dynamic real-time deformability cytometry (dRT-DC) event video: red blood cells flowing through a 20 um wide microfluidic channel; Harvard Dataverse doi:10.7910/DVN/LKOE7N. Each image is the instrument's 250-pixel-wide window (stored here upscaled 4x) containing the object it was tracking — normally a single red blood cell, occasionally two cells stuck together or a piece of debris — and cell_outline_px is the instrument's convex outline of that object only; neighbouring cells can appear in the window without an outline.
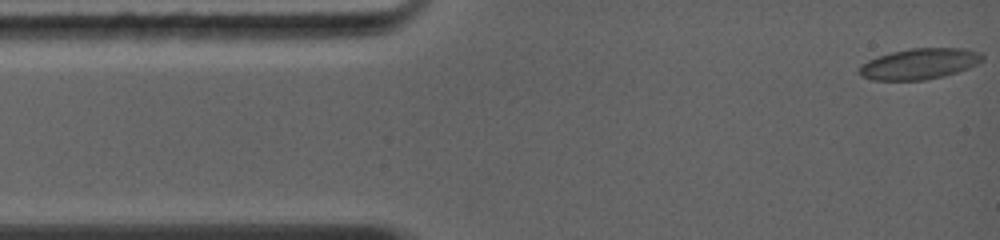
{"species": "common noctule bat (a hibernating species)", "species_latin": "Nyctalus noctula", "temperature_condition": "warm", "stored_images_in_passage": 60, "camera_frame_rate_fps": 5000, "um_per_image_px": 0.085, "animal": {"sex": "female", "body_mass_g": 19.0, "forearm_length_mm": 56.7}, "frame": {"image": 1, "passage_image": 1, "time_ms": 0.0, "image_size_px": [1000, 240], "cell_outline_px": [[984, 60], [968, 68], [944, 76], [924, 80], [872, 80], [860, 76], [860, 64], [868, 60], [892, 52], [912, 48], [964, 48], [980, 52], [984, 56]], "centroid_in_image_um": [78.17, 5.42], "position_along_channel_um": 6.8, "area_um2": 22.08}}
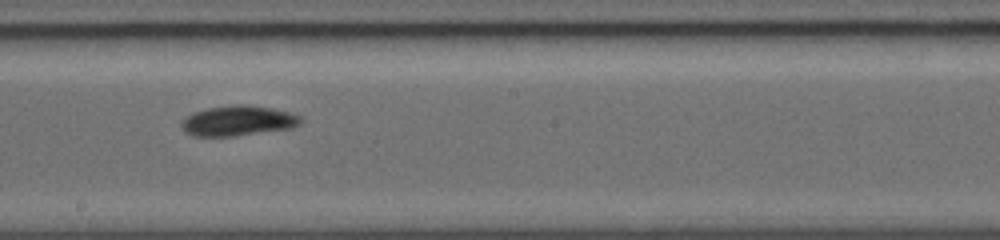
{"frame": {"image": 2, "passage_image": 22, "time_ms": 6.8, "image_size_px": [1000, 240], "cell_outline_px": [[304, 120], [300, 124], [292, 128], [232, 136], [192, 136], [184, 132], [180, 124], [192, 112], [208, 108], [232, 104], [244, 104], [272, 108], [288, 112], [300, 116]], "centroid_in_image_um": [20.23, 10.26], "position_along_channel_um": 228.0, "area_um2": 20.98}}
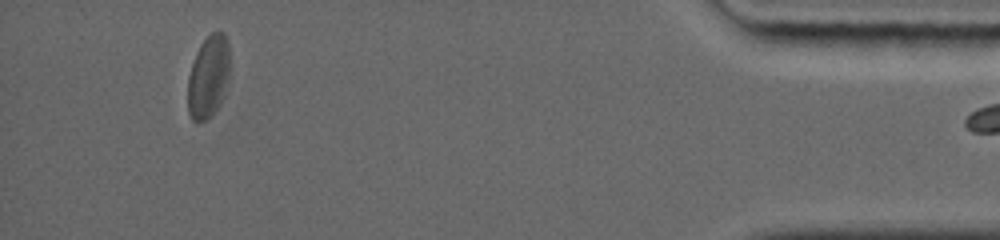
{"frame": {"image": 3, "passage_image": 59, "time_ms": 13.0, "image_size_px": [1000, 240], "cell_outline_px": [[232, 76], [220, 104], [204, 120], [196, 124], [192, 120], [188, 112], [188, 76], [196, 52], [200, 44], [212, 32], [220, 28], [224, 32], [228, 40]], "centroid_in_image_um": [17.76, 6.46], "position_along_channel_um": 417.4, "area_um2": 20.98}}